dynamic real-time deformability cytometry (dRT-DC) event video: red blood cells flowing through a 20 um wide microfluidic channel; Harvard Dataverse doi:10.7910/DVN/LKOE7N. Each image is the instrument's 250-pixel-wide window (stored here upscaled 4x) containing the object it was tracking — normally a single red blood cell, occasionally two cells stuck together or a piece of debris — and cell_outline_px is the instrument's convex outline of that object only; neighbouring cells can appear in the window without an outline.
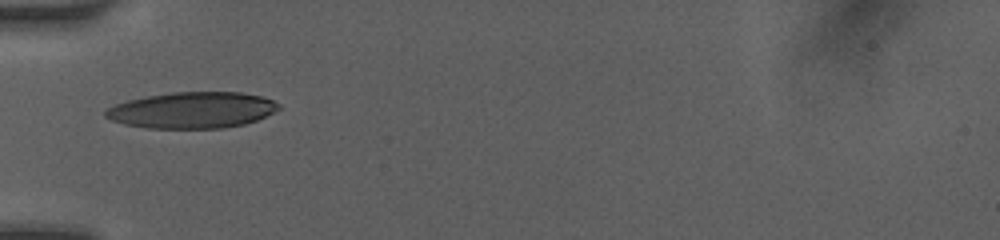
{"species": "human", "species_latin": "Homo sapiens", "temperature_condition": "room temperature", "stored_images_in_passage": 15, "camera_frame_rate_fps": 3000, "um_per_image_px": 0.085, "donor": {"sex": "female"}, "frame": {"image": 1, "passage_image": 1, "time_ms": 0.0, "image_size_px": [1000, 240], "cell_outline_px": [[280, 108], [256, 120], [244, 124], [220, 128], [148, 128], [124, 124], [112, 120], [104, 116], [104, 108], [128, 100], [148, 96], [172, 92], [240, 92], [260, 96], [272, 100], [280, 104]], "centroid_in_image_um": [16.3, 9.36], "position_along_channel_um": 68.7, "area_um2": 36.36}}
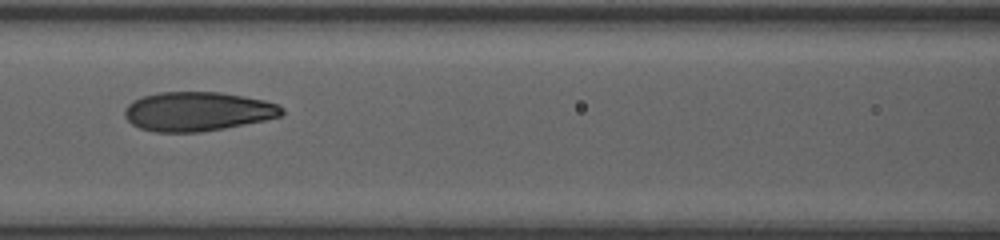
{"frame": {"image": 2, "passage_image": 9, "time_ms": 2.0, "image_size_px": [1000, 240], "cell_outline_px": [[284, 112], [280, 116], [264, 120], [224, 128], [200, 132], [152, 132], [140, 128], [132, 124], [124, 116], [124, 108], [132, 100], [144, 96], [160, 92], [220, 92], [264, 100], [276, 104], [284, 108]], "centroid_in_image_um": [16.76, 9.47], "position_along_channel_um": 149.8, "area_um2": 35.84}}
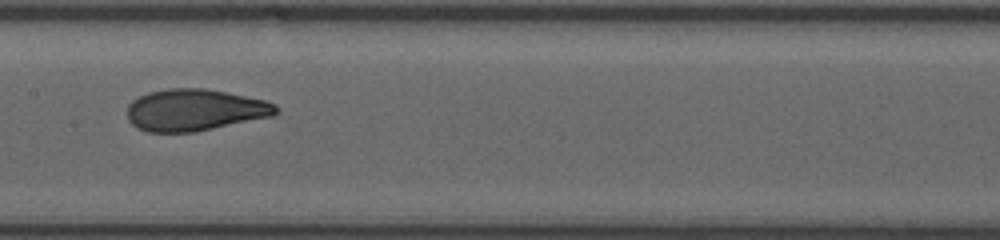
{"frame": {"image": 3, "passage_image": 14, "time_ms": 3.0, "image_size_px": [1000, 240], "cell_outline_px": [[280, 108], [272, 116], [192, 132], [148, 132], [136, 128], [128, 120], [128, 104], [132, 100], [148, 92], [168, 88], [204, 88], [228, 92], [268, 100], [276, 104]], "centroid_in_image_um": [16.56, 9.33], "position_along_channel_um": 190.8, "area_um2": 36.3}}